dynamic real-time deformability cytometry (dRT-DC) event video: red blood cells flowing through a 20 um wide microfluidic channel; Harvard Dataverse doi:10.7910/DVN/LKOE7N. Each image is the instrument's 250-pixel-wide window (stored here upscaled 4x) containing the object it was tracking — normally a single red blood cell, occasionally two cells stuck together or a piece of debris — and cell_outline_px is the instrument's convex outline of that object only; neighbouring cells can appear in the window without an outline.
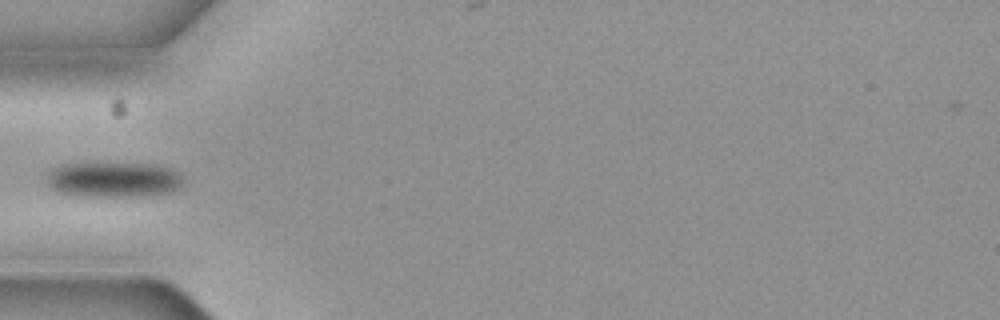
{"species": "common noctule bat (a hibernating species)", "species_latin": "Nyctalus noctula", "temperature_condition": "cold", "stored_images_in_passage": 4, "camera_frame_rate_fps": 3000, "um_per_image_px": 0.085, "animal": {"sex": "female", "body_mass_g": 19.3, "forearm_length_mm": 54.1}, "frame": {"image": 1, "passage_image": 2, "time_ms": 0.333, "image_size_px": [1000, 320], "cell_outline_px": [[180, 188], [172, 192], [140, 196], [80, 196], [60, 192], [52, 188], [48, 184], [48, 176], [52, 168], [68, 164], [148, 164], [168, 168], [176, 172], [180, 180]], "centroid_in_image_um": [9.63, 15.28], "position_along_channel_um": 75.4, "area_um2": 27.34}}
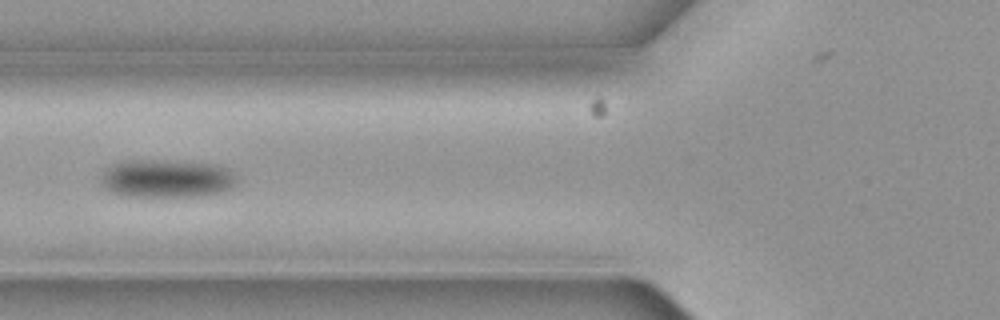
{"frame": {"image": 2, "passage_image": 3, "time_ms": 0.667, "image_size_px": [1000, 320], "cell_outline_px": [[236, 184], [220, 192], [200, 196], [124, 196], [112, 192], [104, 188], [100, 180], [100, 176], [108, 168], [116, 164], [152, 160], [216, 164], [228, 168], [236, 176]], "centroid_in_image_um": [14.19, 15.2], "position_along_channel_um": 111.6, "area_um2": 29.59}}
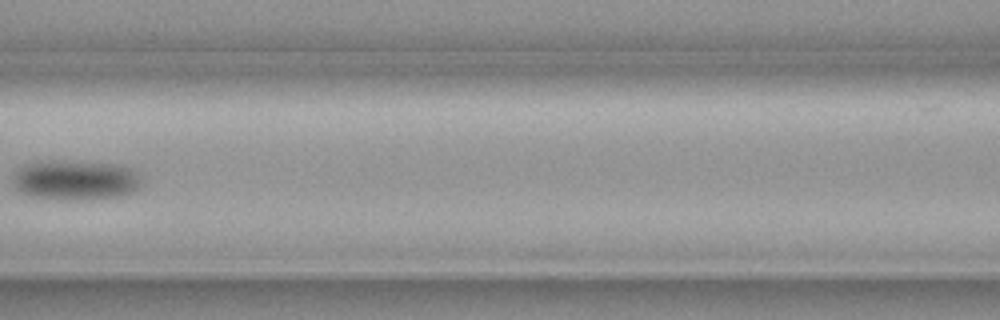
{"frame": {"image": 3, "passage_image": 4, "time_ms": 1.0, "image_size_px": [1000, 320], "cell_outline_px": [[144, 180], [140, 188], [132, 192], [120, 196], [88, 200], [60, 200], [32, 196], [16, 192], [12, 188], [12, 176], [24, 164], [40, 160], [68, 160], [120, 164], [132, 168]], "centroid_in_image_um": [6.4, 15.3], "position_along_channel_um": 160.2, "area_um2": 31.15}}